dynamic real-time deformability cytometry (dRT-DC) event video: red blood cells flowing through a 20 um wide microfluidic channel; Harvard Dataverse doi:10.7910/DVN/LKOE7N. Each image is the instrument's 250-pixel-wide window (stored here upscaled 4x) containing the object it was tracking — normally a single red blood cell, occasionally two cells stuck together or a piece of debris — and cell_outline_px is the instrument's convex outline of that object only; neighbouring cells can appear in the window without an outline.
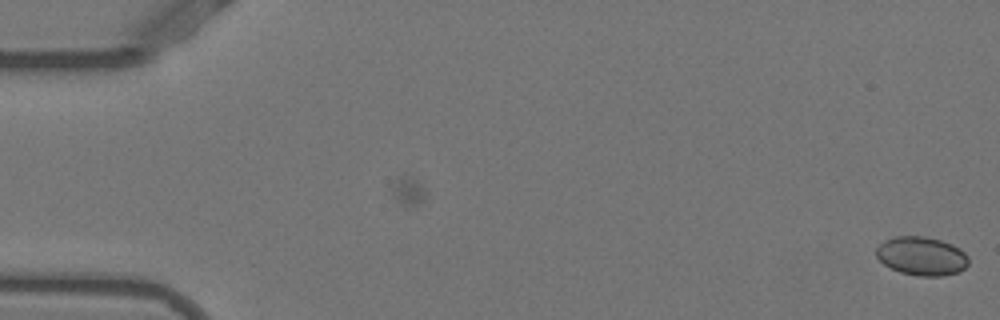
{"species": "Egyptian fruit bat (a non-hibernating species)", "species_latin": "Rousettus aegyptiacus", "temperature_condition": "warm", "stored_images_in_passage": 6, "camera_frame_rate_fps": 3000, "um_per_image_px": 0.085, "animal": {"sex": "female"}, "frame": {"image": 1, "passage_image": 6, "time_ms": 1.667, "image_size_px": [1000, 320], "cell_outline_px": [[968, 264], [960, 272], [944, 276], [916, 276], [900, 272], [884, 264], [876, 256], [876, 248], [884, 240], [892, 236], [924, 236], [940, 240], [952, 244], [960, 248], [968, 256]], "centroid_in_image_um": [78.34, 21.76], "position_along_channel_um": 6.7, "area_um2": 20.98}}